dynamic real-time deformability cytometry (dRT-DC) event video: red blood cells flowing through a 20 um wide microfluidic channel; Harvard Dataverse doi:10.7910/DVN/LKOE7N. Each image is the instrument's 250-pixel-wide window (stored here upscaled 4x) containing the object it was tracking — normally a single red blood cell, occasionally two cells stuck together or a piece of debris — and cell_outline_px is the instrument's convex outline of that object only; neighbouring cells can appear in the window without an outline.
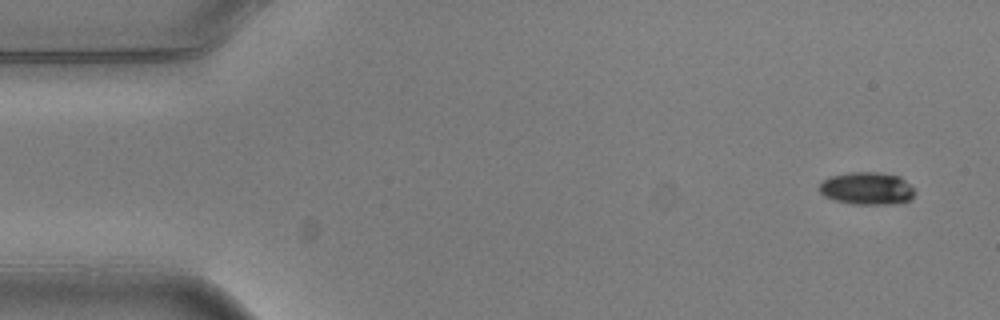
{"species": "common noctule bat (a hibernating species)", "species_latin": "Nyctalus noctula", "temperature_condition": "warm", "stored_images_in_passage": 9, "camera_frame_rate_fps": 3000, "um_per_image_px": 0.085, "animal": {"sex": "male", "body_mass_g": 20.5, "forearm_length_mm": 52.5}, "frame": {"image": 1, "passage_image": 1, "time_ms": 0.0, "image_size_px": [1000, 320], "cell_outline_px": [[916, 192], [908, 200], [892, 204], [852, 204], [836, 200], [824, 196], [820, 192], [820, 184], [824, 180], [832, 176], [852, 172], [880, 172], [900, 176]], "centroid_in_image_um": [73.69, 16.01], "position_along_channel_um": 11.3, "area_um2": 17.86}}
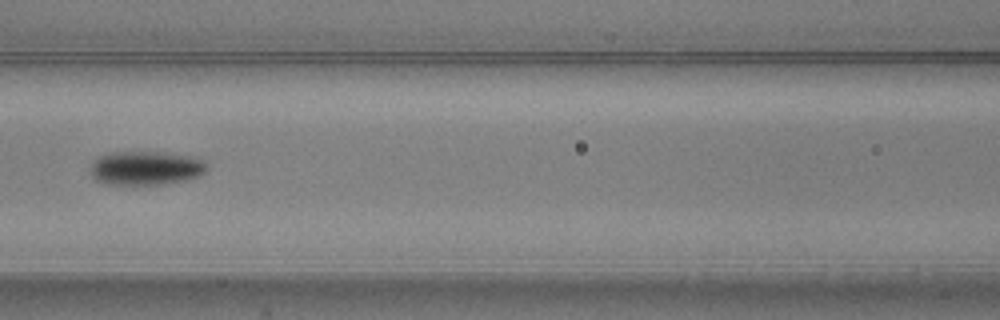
{"frame": {"image": 2, "passage_image": 7, "time_ms": 2.0, "image_size_px": [1000, 320], "cell_outline_px": [[208, 168], [200, 176], [184, 180], [160, 184], [104, 184], [96, 180], [88, 172], [88, 168], [92, 160], [96, 156], [108, 152], [160, 152], [196, 156], [204, 160], [208, 164]], "centroid_in_image_um": [12.35, 14.26], "position_along_channel_um": 154.3, "area_um2": 23.58}}
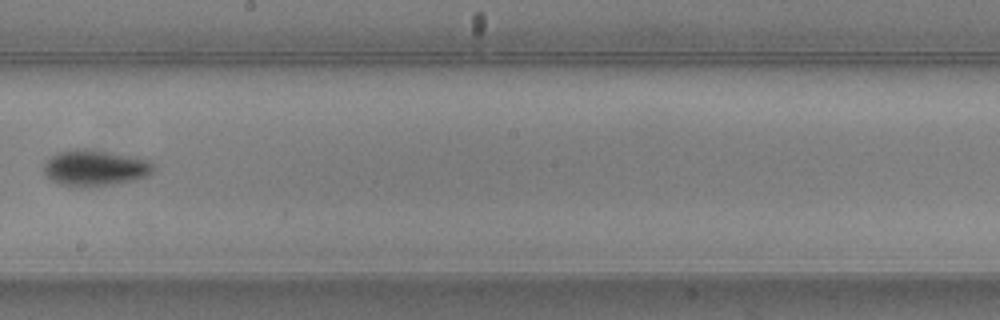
{"frame": {"image": 3, "passage_image": 9, "time_ms": 2.667, "image_size_px": [1000, 320], "cell_outline_px": [[156, 168], [148, 176], [136, 180], [120, 184], [60, 184], [52, 180], [44, 172], [44, 164], [52, 156], [68, 148], [84, 148], [136, 156], [152, 160], [156, 164]], "centroid_in_image_um": [8.2, 14.22], "position_along_channel_um": 240.0, "area_um2": 22.89}}